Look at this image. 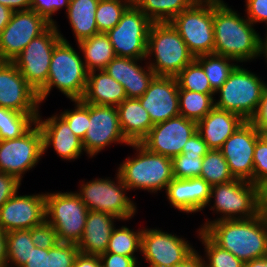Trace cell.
Here are the masks:
<instances>
[{
    "label": "cell",
    "instance_id": "61",
    "mask_svg": "<svg viewBox=\"0 0 267 267\" xmlns=\"http://www.w3.org/2000/svg\"><path fill=\"white\" fill-rule=\"evenodd\" d=\"M263 136L267 139V133H264Z\"/></svg>",
    "mask_w": 267,
    "mask_h": 267
},
{
    "label": "cell",
    "instance_id": "46",
    "mask_svg": "<svg viewBox=\"0 0 267 267\" xmlns=\"http://www.w3.org/2000/svg\"><path fill=\"white\" fill-rule=\"evenodd\" d=\"M70 0H32L31 9L37 14L43 16L49 23L57 24L52 15L61 8L67 10Z\"/></svg>",
    "mask_w": 267,
    "mask_h": 267
},
{
    "label": "cell",
    "instance_id": "55",
    "mask_svg": "<svg viewBox=\"0 0 267 267\" xmlns=\"http://www.w3.org/2000/svg\"><path fill=\"white\" fill-rule=\"evenodd\" d=\"M172 267H204V259L195 250L190 256H188L184 261L176 264Z\"/></svg>",
    "mask_w": 267,
    "mask_h": 267
},
{
    "label": "cell",
    "instance_id": "17",
    "mask_svg": "<svg viewBox=\"0 0 267 267\" xmlns=\"http://www.w3.org/2000/svg\"><path fill=\"white\" fill-rule=\"evenodd\" d=\"M196 132V121L178 115L154 124L140 144L152 153L172 159L182 153L185 143Z\"/></svg>",
    "mask_w": 267,
    "mask_h": 267
},
{
    "label": "cell",
    "instance_id": "21",
    "mask_svg": "<svg viewBox=\"0 0 267 267\" xmlns=\"http://www.w3.org/2000/svg\"><path fill=\"white\" fill-rule=\"evenodd\" d=\"M138 99L149 113L153 124L180 115L179 86L176 77L155 76L148 89Z\"/></svg>",
    "mask_w": 267,
    "mask_h": 267
},
{
    "label": "cell",
    "instance_id": "12",
    "mask_svg": "<svg viewBox=\"0 0 267 267\" xmlns=\"http://www.w3.org/2000/svg\"><path fill=\"white\" fill-rule=\"evenodd\" d=\"M152 21L132 3L118 24L106 32L116 56L146 59Z\"/></svg>",
    "mask_w": 267,
    "mask_h": 267
},
{
    "label": "cell",
    "instance_id": "4",
    "mask_svg": "<svg viewBox=\"0 0 267 267\" xmlns=\"http://www.w3.org/2000/svg\"><path fill=\"white\" fill-rule=\"evenodd\" d=\"M137 153L126 158L118 168V175L128 190L143 189L157 193L167 189L173 180L171 158L148 151L140 143H130Z\"/></svg>",
    "mask_w": 267,
    "mask_h": 267
},
{
    "label": "cell",
    "instance_id": "26",
    "mask_svg": "<svg viewBox=\"0 0 267 267\" xmlns=\"http://www.w3.org/2000/svg\"><path fill=\"white\" fill-rule=\"evenodd\" d=\"M119 220L112 214L88 211L83 235L78 243L79 252L87 255H101L108 247L114 221Z\"/></svg>",
    "mask_w": 267,
    "mask_h": 267
},
{
    "label": "cell",
    "instance_id": "28",
    "mask_svg": "<svg viewBox=\"0 0 267 267\" xmlns=\"http://www.w3.org/2000/svg\"><path fill=\"white\" fill-rule=\"evenodd\" d=\"M119 124L129 143H140L154 126L149 113L138 98H126L117 106Z\"/></svg>",
    "mask_w": 267,
    "mask_h": 267
},
{
    "label": "cell",
    "instance_id": "18",
    "mask_svg": "<svg viewBox=\"0 0 267 267\" xmlns=\"http://www.w3.org/2000/svg\"><path fill=\"white\" fill-rule=\"evenodd\" d=\"M261 136L250 121H245L219 149L235 179L253 183L254 148Z\"/></svg>",
    "mask_w": 267,
    "mask_h": 267
},
{
    "label": "cell",
    "instance_id": "33",
    "mask_svg": "<svg viewBox=\"0 0 267 267\" xmlns=\"http://www.w3.org/2000/svg\"><path fill=\"white\" fill-rule=\"evenodd\" d=\"M195 60L203 67L214 91H217L226 82L230 73L238 65L234 59L215 53L197 56Z\"/></svg>",
    "mask_w": 267,
    "mask_h": 267
},
{
    "label": "cell",
    "instance_id": "6",
    "mask_svg": "<svg viewBox=\"0 0 267 267\" xmlns=\"http://www.w3.org/2000/svg\"><path fill=\"white\" fill-rule=\"evenodd\" d=\"M211 199L214 200L211 210L223 215L212 221L206 220L199 230L204 231L214 221L249 219L263 211L262 190L252 182L242 179L211 186L210 204Z\"/></svg>",
    "mask_w": 267,
    "mask_h": 267
},
{
    "label": "cell",
    "instance_id": "14",
    "mask_svg": "<svg viewBox=\"0 0 267 267\" xmlns=\"http://www.w3.org/2000/svg\"><path fill=\"white\" fill-rule=\"evenodd\" d=\"M52 24L32 9L13 12L0 33V61H13L32 40Z\"/></svg>",
    "mask_w": 267,
    "mask_h": 267
},
{
    "label": "cell",
    "instance_id": "13",
    "mask_svg": "<svg viewBox=\"0 0 267 267\" xmlns=\"http://www.w3.org/2000/svg\"><path fill=\"white\" fill-rule=\"evenodd\" d=\"M43 153V135L37 123L25 134L10 140H0V172L14 175L22 180Z\"/></svg>",
    "mask_w": 267,
    "mask_h": 267
},
{
    "label": "cell",
    "instance_id": "49",
    "mask_svg": "<svg viewBox=\"0 0 267 267\" xmlns=\"http://www.w3.org/2000/svg\"><path fill=\"white\" fill-rule=\"evenodd\" d=\"M102 267H139L141 262H137L133 257L105 252L99 255ZM139 263V264H138Z\"/></svg>",
    "mask_w": 267,
    "mask_h": 267
},
{
    "label": "cell",
    "instance_id": "10",
    "mask_svg": "<svg viewBox=\"0 0 267 267\" xmlns=\"http://www.w3.org/2000/svg\"><path fill=\"white\" fill-rule=\"evenodd\" d=\"M116 174L117 182L110 178H96L80 184L79 192L75 193L88 210L112 214L119 221L130 220L137 212L136 204L126 196L128 188Z\"/></svg>",
    "mask_w": 267,
    "mask_h": 267
},
{
    "label": "cell",
    "instance_id": "47",
    "mask_svg": "<svg viewBox=\"0 0 267 267\" xmlns=\"http://www.w3.org/2000/svg\"><path fill=\"white\" fill-rule=\"evenodd\" d=\"M21 180L14 175L0 172V209L8 199L18 193Z\"/></svg>",
    "mask_w": 267,
    "mask_h": 267
},
{
    "label": "cell",
    "instance_id": "53",
    "mask_svg": "<svg viewBox=\"0 0 267 267\" xmlns=\"http://www.w3.org/2000/svg\"><path fill=\"white\" fill-rule=\"evenodd\" d=\"M73 267H102L99 255H87L78 253Z\"/></svg>",
    "mask_w": 267,
    "mask_h": 267
},
{
    "label": "cell",
    "instance_id": "5",
    "mask_svg": "<svg viewBox=\"0 0 267 267\" xmlns=\"http://www.w3.org/2000/svg\"><path fill=\"white\" fill-rule=\"evenodd\" d=\"M154 57L149 67L156 76L176 77L195 57L170 22H153L148 35L147 56Z\"/></svg>",
    "mask_w": 267,
    "mask_h": 267
},
{
    "label": "cell",
    "instance_id": "19",
    "mask_svg": "<svg viewBox=\"0 0 267 267\" xmlns=\"http://www.w3.org/2000/svg\"><path fill=\"white\" fill-rule=\"evenodd\" d=\"M37 92L12 61H0V107L25 114H39Z\"/></svg>",
    "mask_w": 267,
    "mask_h": 267
},
{
    "label": "cell",
    "instance_id": "38",
    "mask_svg": "<svg viewBox=\"0 0 267 267\" xmlns=\"http://www.w3.org/2000/svg\"><path fill=\"white\" fill-rule=\"evenodd\" d=\"M132 3L131 0H99L95 14L98 32L113 29Z\"/></svg>",
    "mask_w": 267,
    "mask_h": 267
},
{
    "label": "cell",
    "instance_id": "45",
    "mask_svg": "<svg viewBox=\"0 0 267 267\" xmlns=\"http://www.w3.org/2000/svg\"><path fill=\"white\" fill-rule=\"evenodd\" d=\"M31 241L43 249H50L59 242L56 231L46 220L31 228Z\"/></svg>",
    "mask_w": 267,
    "mask_h": 267
},
{
    "label": "cell",
    "instance_id": "50",
    "mask_svg": "<svg viewBox=\"0 0 267 267\" xmlns=\"http://www.w3.org/2000/svg\"><path fill=\"white\" fill-rule=\"evenodd\" d=\"M250 122L261 135L267 133V86L262 92L257 112L251 118Z\"/></svg>",
    "mask_w": 267,
    "mask_h": 267
},
{
    "label": "cell",
    "instance_id": "22",
    "mask_svg": "<svg viewBox=\"0 0 267 267\" xmlns=\"http://www.w3.org/2000/svg\"><path fill=\"white\" fill-rule=\"evenodd\" d=\"M41 117L39 114L36 123L43 135V153L52 145L57 155L66 161L79 158L84 151L82 140L73 133L68 123L59 114L45 120Z\"/></svg>",
    "mask_w": 267,
    "mask_h": 267
},
{
    "label": "cell",
    "instance_id": "30",
    "mask_svg": "<svg viewBox=\"0 0 267 267\" xmlns=\"http://www.w3.org/2000/svg\"><path fill=\"white\" fill-rule=\"evenodd\" d=\"M78 48L80 52H83V61L88 72L104 70L109 62L116 57L108 36L102 32L80 41Z\"/></svg>",
    "mask_w": 267,
    "mask_h": 267
},
{
    "label": "cell",
    "instance_id": "40",
    "mask_svg": "<svg viewBox=\"0 0 267 267\" xmlns=\"http://www.w3.org/2000/svg\"><path fill=\"white\" fill-rule=\"evenodd\" d=\"M197 232L200 241L205 246L204 267H244L242 260L218 246L203 230H197Z\"/></svg>",
    "mask_w": 267,
    "mask_h": 267
},
{
    "label": "cell",
    "instance_id": "51",
    "mask_svg": "<svg viewBox=\"0 0 267 267\" xmlns=\"http://www.w3.org/2000/svg\"><path fill=\"white\" fill-rule=\"evenodd\" d=\"M210 149L200 134L196 132L185 143L182 150L183 154L205 155Z\"/></svg>",
    "mask_w": 267,
    "mask_h": 267
},
{
    "label": "cell",
    "instance_id": "39",
    "mask_svg": "<svg viewBox=\"0 0 267 267\" xmlns=\"http://www.w3.org/2000/svg\"><path fill=\"white\" fill-rule=\"evenodd\" d=\"M179 90L195 91L202 94H215L203 67L194 59L176 76Z\"/></svg>",
    "mask_w": 267,
    "mask_h": 267
},
{
    "label": "cell",
    "instance_id": "3",
    "mask_svg": "<svg viewBox=\"0 0 267 267\" xmlns=\"http://www.w3.org/2000/svg\"><path fill=\"white\" fill-rule=\"evenodd\" d=\"M61 40L55 45L46 85L37 93L40 104L56 87L71 101L82 100L88 78L82 56L59 31Z\"/></svg>",
    "mask_w": 267,
    "mask_h": 267
},
{
    "label": "cell",
    "instance_id": "34",
    "mask_svg": "<svg viewBox=\"0 0 267 267\" xmlns=\"http://www.w3.org/2000/svg\"><path fill=\"white\" fill-rule=\"evenodd\" d=\"M39 114H25L0 107V140H10L25 134Z\"/></svg>",
    "mask_w": 267,
    "mask_h": 267
},
{
    "label": "cell",
    "instance_id": "7",
    "mask_svg": "<svg viewBox=\"0 0 267 267\" xmlns=\"http://www.w3.org/2000/svg\"><path fill=\"white\" fill-rule=\"evenodd\" d=\"M266 86L257 74L237 65L226 82L215 91V94L219 93L220 96L218 100H214V106L250 121L257 112Z\"/></svg>",
    "mask_w": 267,
    "mask_h": 267
},
{
    "label": "cell",
    "instance_id": "24",
    "mask_svg": "<svg viewBox=\"0 0 267 267\" xmlns=\"http://www.w3.org/2000/svg\"><path fill=\"white\" fill-rule=\"evenodd\" d=\"M143 60L116 56L104 69L124 87L127 98L141 97L156 76L148 64L142 67L137 63Z\"/></svg>",
    "mask_w": 267,
    "mask_h": 267
},
{
    "label": "cell",
    "instance_id": "35",
    "mask_svg": "<svg viewBox=\"0 0 267 267\" xmlns=\"http://www.w3.org/2000/svg\"><path fill=\"white\" fill-rule=\"evenodd\" d=\"M34 247L31 229L7 232V267H23Z\"/></svg>",
    "mask_w": 267,
    "mask_h": 267
},
{
    "label": "cell",
    "instance_id": "56",
    "mask_svg": "<svg viewBox=\"0 0 267 267\" xmlns=\"http://www.w3.org/2000/svg\"><path fill=\"white\" fill-rule=\"evenodd\" d=\"M0 267H7V232L0 228Z\"/></svg>",
    "mask_w": 267,
    "mask_h": 267
},
{
    "label": "cell",
    "instance_id": "43",
    "mask_svg": "<svg viewBox=\"0 0 267 267\" xmlns=\"http://www.w3.org/2000/svg\"><path fill=\"white\" fill-rule=\"evenodd\" d=\"M253 184L261 190L267 186V139L261 135L254 148Z\"/></svg>",
    "mask_w": 267,
    "mask_h": 267
},
{
    "label": "cell",
    "instance_id": "27",
    "mask_svg": "<svg viewBox=\"0 0 267 267\" xmlns=\"http://www.w3.org/2000/svg\"><path fill=\"white\" fill-rule=\"evenodd\" d=\"M126 98L124 87L105 70L88 72L87 86L82 98L83 102L117 107Z\"/></svg>",
    "mask_w": 267,
    "mask_h": 267
},
{
    "label": "cell",
    "instance_id": "1",
    "mask_svg": "<svg viewBox=\"0 0 267 267\" xmlns=\"http://www.w3.org/2000/svg\"><path fill=\"white\" fill-rule=\"evenodd\" d=\"M249 19L232 10L223 0H213L214 53L236 63L259 56L260 35Z\"/></svg>",
    "mask_w": 267,
    "mask_h": 267
},
{
    "label": "cell",
    "instance_id": "44",
    "mask_svg": "<svg viewBox=\"0 0 267 267\" xmlns=\"http://www.w3.org/2000/svg\"><path fill=\"white\" fill-rule=\"evenodd\" d=\"M78 253L77 244L58 242L49 249V267H73Z\"/></svg>",
    "mask_w": 267,
    "mask_h": 267
},
{
    "label": "cell",
    "instance_id": "29",
    "mask_svg": "<svg viewBox=\"0 0 267 267\" xmlns=\"http://www.w3.org/2000/svg\"><path fill=\"white\" fill-rule=\"evenodd\" d=\"M98 3L99 0H70L66 13L77 44L99 33L95 21Z\"/></svg>",
    "mask_w": 267,
    "mask_h": 267
},
{
    "label": "cell",
    "instance_id": "48",
    "mask_svg": "<svg viewBox=\"0 0 267 267\" xmlns=\"http://www.w3.org/2000/svg\"><path fill=\"white\" fill-rule=\"evenodd\" d=\"M245 2L246 18L249 19L253 25L258 22H264L267 25V0H246Z\"/></svg>",
    "mask_w": 267,
    "mask_h": 267
},
{
    "label": "cell",
    "instance_id": "2",
    "mask_svg": "<svg viewBox=\"0 0 267 267\" xmlns=\"http://www.w3.org/2000/svg\"><path fill=\"white\" fill-rule=\"evenodd\" d=\"M204 232L244 263L267 256V214L249 219L218 220Z\"/></svg>",
    "mask_w": 267,
    "mask_h": 267
},
{
    "label": "cell",
    "instance_id": "9",
    "mask_svg": "<svg viewBox=\"0 0 267 267\" xmlns=\"http://www.w3.org/2000/svg\"><path fill=\"white\" fill-rule=\"evenodd\" d=\"M170 23L194 57L214 53L213 0H197Z\"/></svg>",
    "mask_w": 267,
    "mask_h": 267
},
{
    "label": "cell",
    "instance_id": "37",
    "mask_svg": "<svg viewBox=\"0 0 267 267\" xmlns=\"http://www.w3.org/2000/svg\"><path fill=\"white\" fill-rule=\"evenodd\" d=\"M143 229L137 231L131 230L127 226H122L119 229H113L106 252L133 257L136 252L141 251V235Z\"/></svg>",
    "mask_w": 267,
    "mask_h": 267
},
{
    "label": "cell",
    "instance_id": "54",
    "mask_svg": "<svg viewBox=\"0 0 267 267\" xmlns=\"http://www.w3.org/2000/svg\"><path fill=\"white\" fill-rule=\"evenodd\" d=\"M32 0H0V4L9 7L13 12L31 9Z\"/></svg>",
    "mask_w": 267,
    "mask_h": 267
},
{
    "label": "cell",
    "instance_id": "52",
    "mask_svg": "<svg viewBox=\"0 0 267 267\" xmlns=\"http://www.w3.org/2000/svg\"><path fill=\"white\" fill-rule=\"evenodd\" d=\"M23 267H49V249L35 246Z\"/></svg>",
    "mask_w": 267,
    "mask_h": 267
},
{
    "label": "cell",
    "instance_id": "42",
    "mask_svg": "<svg viewBox=\"0 0 267 267\" xmlns=\"http://www.w3.org/2000/svg\"><path fill=\"white\" fill-rule=\"evenodd\" d=\"M204 156L181 153L172 158L173 178L190 179L200 177Z\"/></svg>",
    "mask_w": 267,
    "mask_h": 267
},
{
    "label": "cell",
    "instance_id": "58",
    "mask_svg": "<svg viewBox=\"0 0 267 267\" xmlns=\"http://www.w3.org/2000/svg\"><path fill=\"white\" fill-rule=\"evenodd\" d=\"M244 267H267V256L244 263Z\"/></svg>",
    "mask_w": 267,
    "mask_h": 267
},
{
    "label": "cell",
    "instance_id": "57",
    "mask_svg": "<svg viewBox=\"0 0 267 267\" xmlns=\"http://www.w3.org/2000/svg\"><path fill=\"white\" fill-rule=\"evenodd\" d=\"M12 15L13 11L9 7L0 4V33L4 29V27L9 23Z\"/></svg>",
    "mask_w": 267,
    "mask_h": 267
},
{
    "label": "cell",
    "instance_id": "59",
    "mask_svg": "<svg viewBox=\"0 0 267 267\" xmlns=\"http://www.w3.org/2000/svg\"><path fill=\"white\" fill-rule=\"evenodd\" d=\"M266 37L264 39H262L260 37V43H259V56H262V54H264V57L267 60V34H265ZM267 63V61H266Z\"/></svg>",
    "mask_w": 267,
    "mask_h": 267
},
{
    "label": "cell",
    "instance_id": "36",
    "mask_svg": "<svg viewBox=\"0 0 267 267\" xmlns=\"http://www.w3.org/2000/svg\"><path fill=\"white\" fill-rule=\"evenodd\" d=\"M200 178L210 186L228 183L235 179L222 152L217 149H210L203 157Z\"/></svg>",
    "mask_w": 267,
    "mask_h": 267
},
{
    "label": "cell",
    "instance_id": "60",
    "mask_svg": "<svg viewBox=\"0 0 267 267\" xmlns=\"http://www.w3.org/2000/svg\"><path fill=\"white\" fill-rule=\"evenodd\" d=\"M263 211L267 214V186L262 190Z\"/></svg>",
    "mask_w": 267,
    "mask_h": 267
},
{
    "label": "cell",
    "instance_id": "23",
    "mask_svg": "<svg viewBox=\"0 0 267 267\" xmlns=\"http://www.w3.org/2000/svg\"><path fill=\"white\" fill-rule=\"evenodd\" d=\"M165 193L171 206L184 213H196L210 206L211 186L200 177L173 178Z\"/></svg>",
    "mask_w": 267,
    "mask_h": 267
},
{
    "label": "cell",
    "instance_id": "20",
    "mask_svg": "<svg viewBox=\"0 0 267 267\" xmlns=\"http://www.w3.org/2000/svg\"><path fill=\"white\" fill-rule=\"evenodd\" d=\"M45 221V193L15 195L0 209V228L4 232L31 229Z\"/></svg>",
    "mask_w": 267,
    "mask_h": 267
},
{
    "label": "cell",
    "instance_id": "16",
    "mask_svg": "<svg viewBox=\"0 0 267 267\" xmlns=\"http://www.w3.org/2000/svg\"><path fill=\"white\" fill-rule=\"evenodd\" d=\"M112 143L130 145L122 134L117 107L90 104V121L82 140L84 151L93 157Z\"/></svg>",
    "mask_w": 267,
    "mask_h": 267
},
{
    "label": "cell",
    "instance_id": "41",
    "mask_svg": "<svg viewBox=\"0 0 267 267\" xmlns=\"http://www.w3.org/2000/svg\"><path fill=\"white\" fill-rule=\"evenodd\" d=\"M75 104L74 110H64L60 116L68 123L73 133L81 140L84 139L90 121V104L82 100L72 101Z\"/></svg>",
    "mask_w": 267,
    "mask_h": 267
},
{
    "label": "cell",
    "instance_id": "8",
    "mask_svg": "<svg viewBox=\"0 0 267 267\" xmlns=\"http://www.w3.org/2000/svg\"><path fill=\"white\" fill-rule=\"evenodd\" d=\"M88 209L75 192L45 193V220L54 228L59 242H80Z\"/></svg>",
    "mask_w": 267,
    "mask_h": 267
},
{
    "label": "cell",
    "instance_id": "32",
    "mask_svg": "<svg viewBox=\"0 0 267 267\" xmlns=\"http://www.w3.org/2000/svg\"><path fill=\"white\" fill-rule=\"evenodd\" d=\"M215 94H202L195 91L179 90V113L186 119L200 121L215 106Z\"/></svg>",
    "mask_w": 267,
    "mask_h": 267
},
{
    "label": "cell",
    "instance_id": "25",
    "mask_svg": "<svg viewBox=\"0 0 267 267\" xmlns=\"http://www.w3.org/2000/svg\"><path fill=\"white\" fill-rule=\"evenodd\" d=\"M244 122L245 120L239 115L214 107L197 122V132L209 149L219 150Z\"/></svg>",
    "mask_w": 267,
    "mask_h": 267
},
{
    "label": "cell",
    "instance_id": "11",
    "mask_svg": "<svg viewBox=\"0 0 267 267\" xmlns=\"http://www.w3.org/2000/svg\"><path fill=\"white\" fill-rule=\"evenodd\" d=\"M61 39L58 26L52 24L44 33L32 39L12 61L37 93L46 85L51 57Z\"/></svg>",
    "mask_w": 267,
    "mask_h": 267
},
{
    "label": "cell",
    "instance_id": "15",
    "mask_svg": "<svg viewBox=\"0 0 267 267\" xmlns=\"http://www.w3.org/2000/svg\"><path fill=\"white\" fill-rule=\"evenodd\" d=\"M184 238L159 228L143 229L141 251L149 267H172L184 261L195 249Z\"/></svg>",
    "mask_w": 267,
    "mask_h": 267
},
{
    "label": "cell",
    "instance_id": "31",
    "mask_svg": "<svg viewBox=\"0 0 267 267\" xmlns=\"http://www.w3.org/2000/svg\"><path fill=\"white\" fill-rule=\"evenodd\" d=\"M197 0H134L133 3L152 21L170 22Z\"/></svg>",
    "mask_w": 267,
    "mask_h": 267
}]
</instances>
